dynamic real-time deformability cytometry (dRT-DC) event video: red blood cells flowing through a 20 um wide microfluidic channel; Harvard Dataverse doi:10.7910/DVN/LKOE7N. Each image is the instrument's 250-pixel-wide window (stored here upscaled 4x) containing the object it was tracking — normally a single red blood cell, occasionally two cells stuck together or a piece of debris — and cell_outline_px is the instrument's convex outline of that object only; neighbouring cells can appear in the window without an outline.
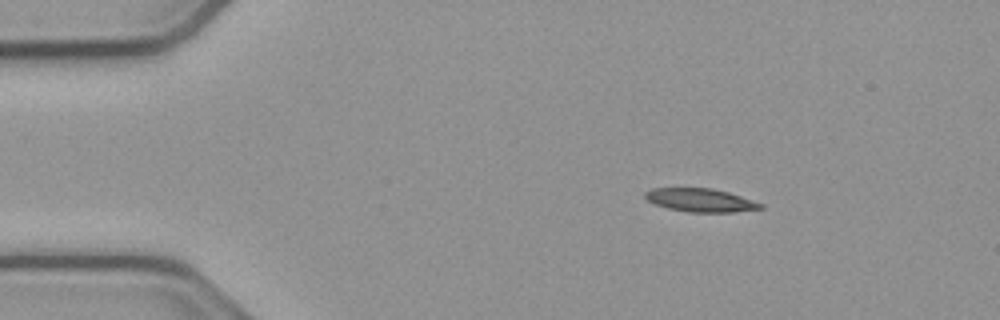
{"species": "common noctule bat (a hibernating species)", "species_latin": "Nyctalus noctula", "temperature_condition": "cold", "stored_images_in_passage": 46, "camera_frame_rate_fps": 3000, "um_per_image_px": 0.085, "animal": {"sex": "male", "body_mass_g": 23.1, "forearm_length_mm": 52.7}, "frame": {"image": 1, "passage_image": 1, "time_ms": 0.0, "image_size_px": [1000, 320], "cell_outline_px": [[764, 208], [736, 212], [688, 212], [668, 208], [656, 204], [648, 200], [644, 196], [644, 192], [652, 188], [712, 188], [728, 192], [764, 204]], "centroid_in_image_um": [59.56, 17.01], "position_along_channel_um": 25.4, "area_um2": 15.66}}
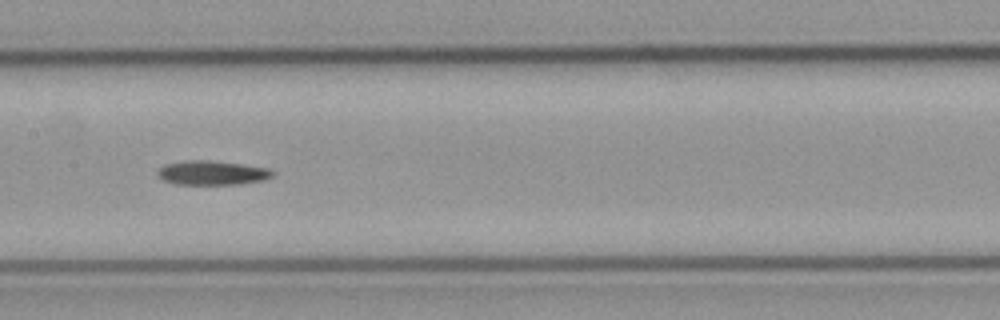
{"frame": {"image": 2, "passage_image": 19, "time_ms": 6.0, "image_size_px": [1000, 320], "cell_outline_px": [[276, 172], [272, 176], [260, 180], [236, 184], [172, 184], [164, 180], [156, 172], [164, 164], [188, 160], [208, 160], [272, 168]], "centroid_in_image_um": [18.03, 14.68], "position_along_channel_um": 189.4, "area_um2": 16.13}}
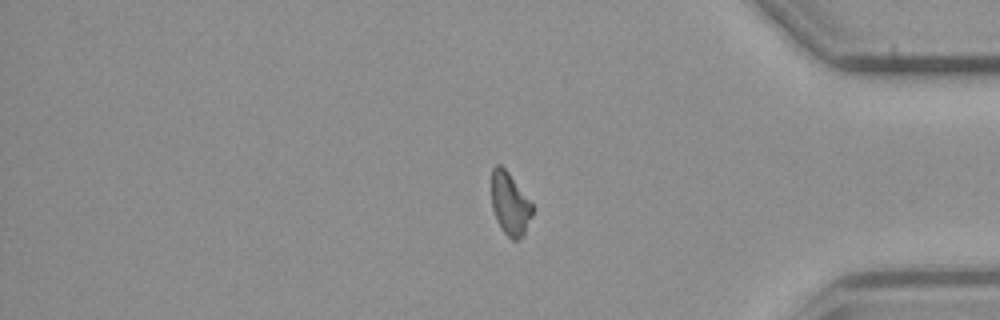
{"frame": {"image": 3, "passage_image": 37, "time_ms": 12.0, "image_size_px": [1000, 320], "cell_outline_px": [[536, 208], [524, 236], [516, 240], [512, 240], [504, 232], [496, 220], [492, 208], [492, 168], [496, 164], [500, 164], [508, 172]], "centroid_in_image_um": [43.38, 17.35], "position_along_channel_um": 391.8, "area_um2": 15.14}}